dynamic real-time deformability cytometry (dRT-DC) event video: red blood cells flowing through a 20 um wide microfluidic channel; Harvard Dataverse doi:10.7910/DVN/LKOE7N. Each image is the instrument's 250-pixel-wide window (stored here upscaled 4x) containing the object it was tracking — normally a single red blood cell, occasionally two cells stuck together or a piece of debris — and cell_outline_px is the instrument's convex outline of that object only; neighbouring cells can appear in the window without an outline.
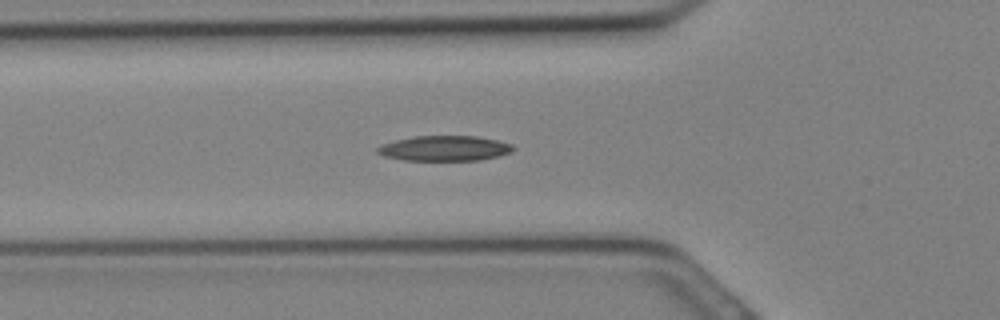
{"species": "Egyptian fruit bat (a non-hibernating species)", "species_latin": "Rousettus aegyptiacus", "temperature_condition": "cold", "stored_images_in_passage": 12, "camera_frame_rate_fps": 3000, "um_per_image_px": 0.085, "animal": {"sex": "female"}, "frame": {"image": 1, "passage_image": 2, "time_ms": 0.333, "image_size_px": [1000, 320], "cell_outline_px": [[516, 148], [512, 152], [500, 156], [480, 160], [404, 160], [384, 156], [376, 152], [376, 148], [384, 144], [396, 140], [416, 136], [476, 136], [496, 140], [512, 144]], "centroid_in_image_um": [37.83, 12.61], "position_along_channel_um": 88.0, "area_um2": 19.88}}
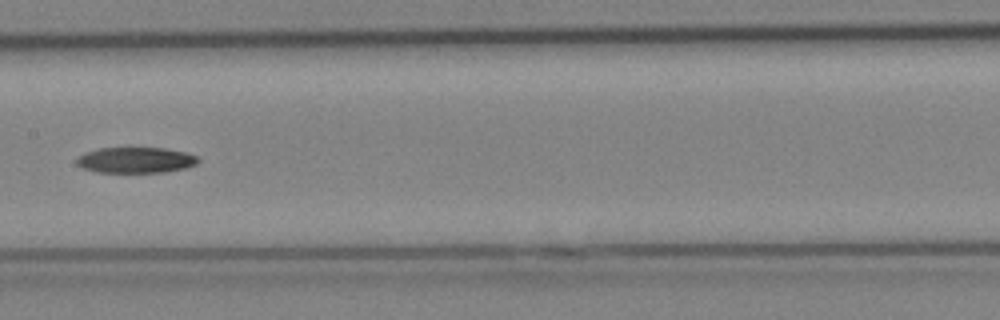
{"frame": {"image": 2, "passage_image": 7, "time_ms": 2.0, "image_size_px": [1000, 320], "cell_outline_px": [[200, 160], [196, 164], [184, 168], [164, 172], [96, 172], [84, 168], [76, 164], [76, 160], [84, 152], [100, 148], [164, 148], [188, 152], [196, 156]], "centroid_in_image_um": [11.54, 13.6], "position_along_channel_um": 195.9, "area_um2": 18.21}}
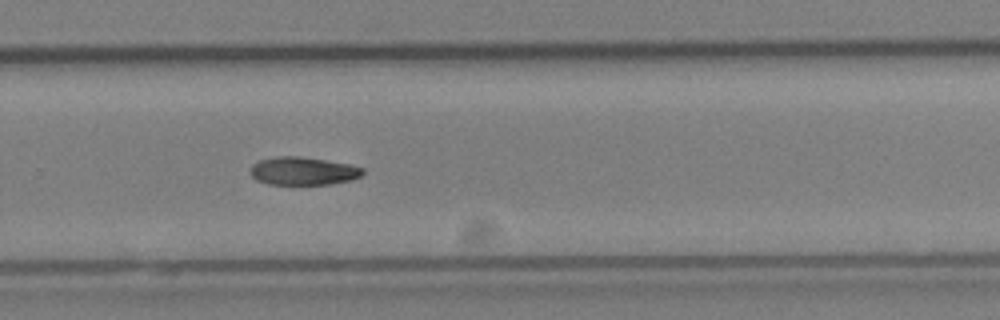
{"frame": {"image": 3, "passage_image": 12, "time_ms": 3.667, "image_size_px": [1000, 320], "cell_outline_px": [[364, 172], [360, 176], [352, 180], [332, 184], [268, 184], [256, 180], [252, 176], [252, 164], [260, 160], [276, 156], [296, 156], [324, 160], [348, 164], [364, 168]], "centroid_in_image_um": [25.77, 14.54], "position_along_channel_um": 304.0, "area_um2": 18.21}}